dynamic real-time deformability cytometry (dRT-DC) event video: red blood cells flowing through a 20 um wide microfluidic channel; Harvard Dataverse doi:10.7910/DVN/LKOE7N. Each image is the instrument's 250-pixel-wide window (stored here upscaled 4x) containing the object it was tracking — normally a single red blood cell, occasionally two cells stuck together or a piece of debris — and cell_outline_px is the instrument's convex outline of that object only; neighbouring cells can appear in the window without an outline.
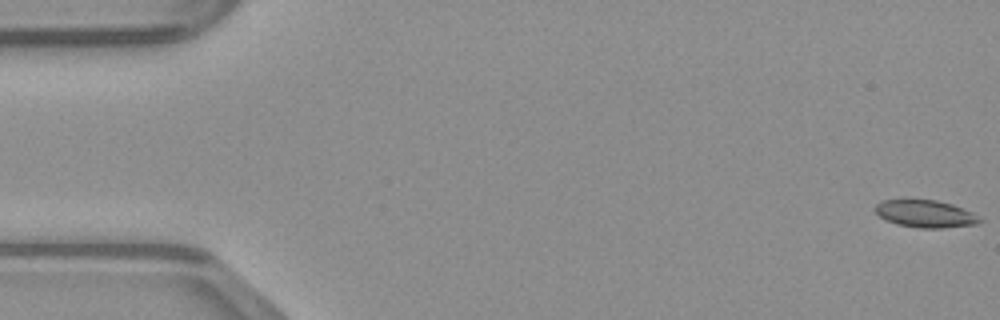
{"species": "common noctule bat (a hibernating species)", "species_latin": "Nyctalus noctula", "temperature_condition": "warm", "stored_images_in_passage": 49, "camera_frame_rate_fps": 3000, "um_per_image_px": 0.085, "animal": {"sex": "male", "body_mass_g": 23.1, "forearm_length_mm": 52.7}, "frame": {"image": 1, "passage_image": 1, "time_ms": 0.0, "image_size_px": [1000, 320], "cell_outline_px": [[984, 220], [976, 224], [944, 228], [920, 228], [896, 224], [884, 220], [872, 208], [880, 200], [904, 196], [908, 196], [936, 200], [952, 204], [972, 212]], "centroid_in_image_um": [78.56, 18.11], "position_along_channel_um": 6.4, "area_um2": 17.63}}
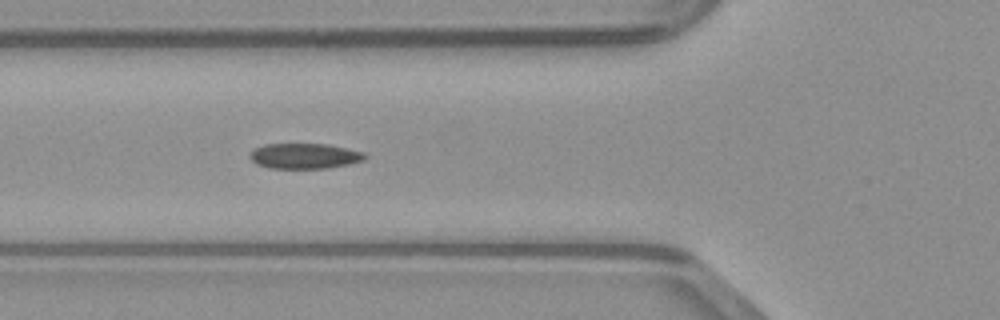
{"frame": {"image": 2, "passage_image": 18, "time_ms": 5.667, "image_size_px": [1000, 320], "cell_outline_px": [[368, 156], [364, 160], [348, 164], [328, 168], [268, 168], [256, 164], [248, 156], [256, 148], [264, 144], [328, 144], [364, 152]], "centroid_in_image_um": [25.9, 13.26], "position_along_channel_um": 99.9, "area_um2": 16.99}}
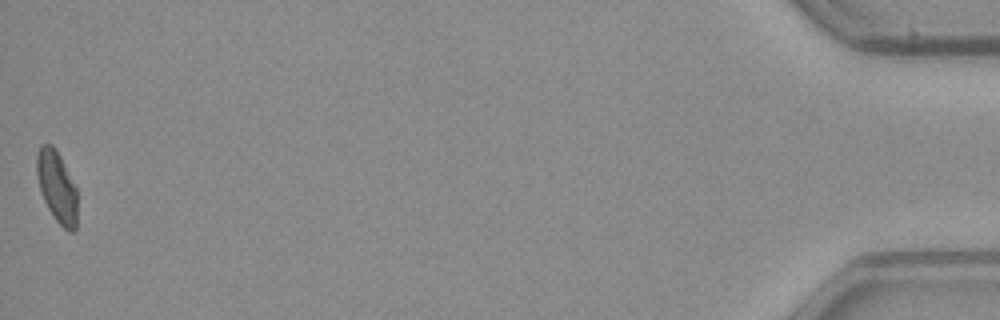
{"frame": {"image": 3, "passage_image": 49, "time_ms": 16.0, "image_size_px": [1000, 320], "cell_outline_px": [[76, 228], [72, 232], [68, 232], [52, 216], [44, 200], [40, 188], [36, 172], [36, 156], [40, 144], [52, 144], [60, 156], [76, 188]], "centroid_in_image_um": [4.82, 15.86], "position_along_channel_um": 430.4, "area_um2": 16.7}}